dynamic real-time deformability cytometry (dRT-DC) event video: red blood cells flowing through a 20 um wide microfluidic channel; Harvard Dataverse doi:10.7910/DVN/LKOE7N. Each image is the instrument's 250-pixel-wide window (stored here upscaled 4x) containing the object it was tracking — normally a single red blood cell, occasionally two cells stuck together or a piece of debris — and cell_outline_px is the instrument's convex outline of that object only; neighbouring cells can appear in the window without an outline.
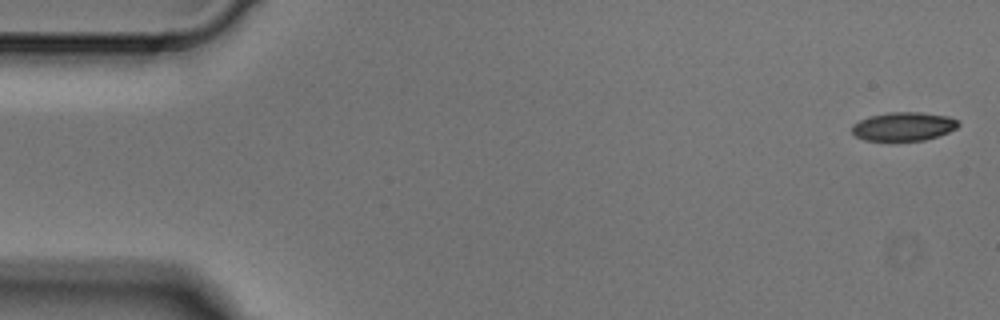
{"species": "Egyptian fruit bat (a non-hibernating species)", "species_latin": "Rousettus aegyptiacus", "temperature_condition": "cold", "stored_images_in_passage": 5, "camera_frame_rate_fps": 3000, "um_per_image_px": 0.085, "animal": {"sex": "male"}, "frame": {"image": 1, "passage_image": 1, "time_ms": 0.0, "image_size_px": [1000, 320], "cell_outline_px": [[960, 124], [956, 128], [948, 132], [924, 140], [892, 144], [864, 140], [856, 136], [852, 132], [852, 124], [868, 116], [888, 112], [920, 112], [948, 116], [960, 120]], "centroid_in_image_um": [76.77, 10.79], "position_along_channel_um": 8.2, "area_um2": 18.61}}
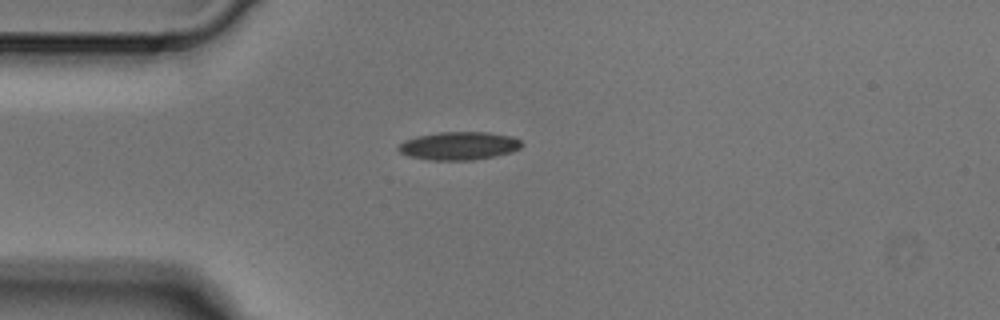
{"frame": {"image": 2, "passage_image": 4, "time_ms": 1.0, "image_size_px": [1000, 320], "cell_outline_px": [[524, 144], [520, 148], [512, 152], [496, 156], [472, 160], [428, 160], [408, 156], [400, 152], [396, 148], [404, 140], [416, 136], [440, 132], [488, 132], [512, 136], [520, 140]], "centroid_in_image_um": [39.02, 12.39], "position_along_channel_um": 46.0, "area_um2": 20.4}}